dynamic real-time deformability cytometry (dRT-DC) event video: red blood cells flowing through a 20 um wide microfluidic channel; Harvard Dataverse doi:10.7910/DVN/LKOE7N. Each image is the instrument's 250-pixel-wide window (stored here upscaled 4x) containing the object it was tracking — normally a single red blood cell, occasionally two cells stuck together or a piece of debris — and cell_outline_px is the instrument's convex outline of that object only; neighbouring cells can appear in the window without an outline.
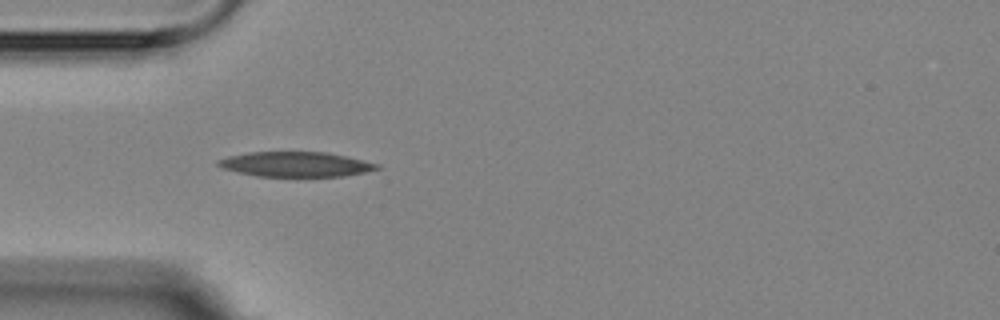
{"species": "Egyptian fruit bat (a non-hibernating species)", "species_latin": "Rousettus aegyptiacus", "temperature_condition": "room temperature", "stored_images_in_passage": 3, "camera_frame_rate_fps": 3000, "um_per_image_px": 0.085, "animal": {"sex": "female"}, "frame": {"image": 1, "passage_image": 3, "time_ms": 2.667, "image_size_px": [1000, 320], "cell_outline_px": [[384, 168], [344, 176], [296, 180], [256, 176], [236, 172], [220, 168], [216, 164], [216, 160], [228, 156], [248, 152], [324, 152], [344, 156], [380, 164]], "centroid_in_image_um": [25.11, 14.02], "position_along_channel_um": 59.9, "area_um2": 24.39}}